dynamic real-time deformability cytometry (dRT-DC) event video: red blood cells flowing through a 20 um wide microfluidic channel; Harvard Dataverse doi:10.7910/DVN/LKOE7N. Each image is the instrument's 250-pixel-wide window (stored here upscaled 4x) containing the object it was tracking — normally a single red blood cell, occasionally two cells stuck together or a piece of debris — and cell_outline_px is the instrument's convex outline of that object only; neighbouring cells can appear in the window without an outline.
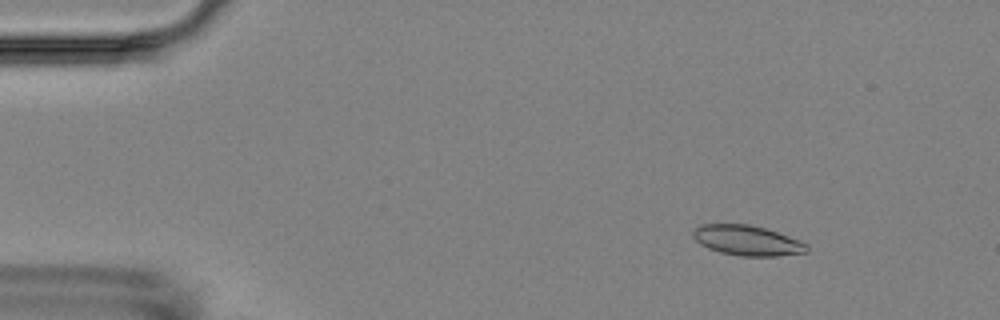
{"species": "Egyptian fruit bat (a non-hibernating species)", "species_latin": "Rousettus aegyptiacus", "temperature_condition": "room temperature", "stored_images_in_passage": 8, "camera_frame_rate_fps": 3000, "um_per_image_px": 0.085, "animal": {"sex": "female"}, "frame": {"image": 1, "passage_image": 2, "time_ms": 1.333, "image_size_px": [1000, 320], "cell_outline_px": [[808, 252], [776, 256], [740, 256], [720, 252], [708, 248], [700, 244], [692, 236], [692, 232], [700, 224], [748, 224], [764, 228], [788, 236], [808, 244]], "centroid_in_image_um": [63.49, 20.44], "position_along_channel_um": 21.5, "area_um2": 19.88}}
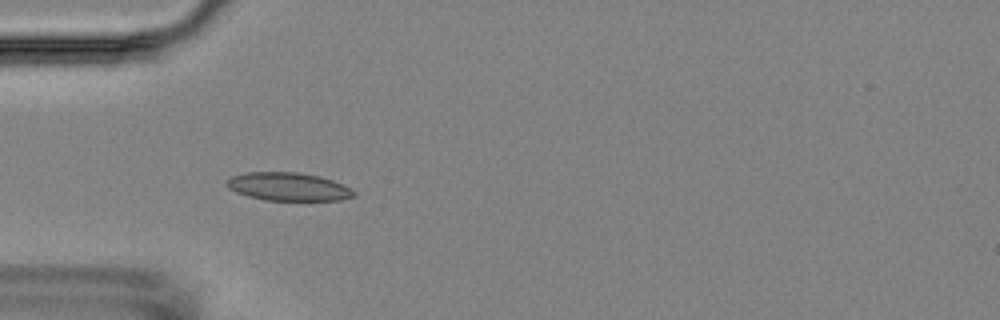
{"frame": {"image": 2, "passage_image": 5, "time_ms": 4.667, "image_size_px": [1000, 320], "cell_outline_px": [[356, 196], [340, 200], [264, 200], [248, 196], [236, 192], [228, 188], [224, 184], [224, 180], [232, 176], [248, 172], [296, 172], [320, 176], [332, 180], [352, 188], [356, 192]], "centroid_in_image_um": [24.49, 15.86], "position_along_channel_um": 60.5, "area_um2": 21.04}}
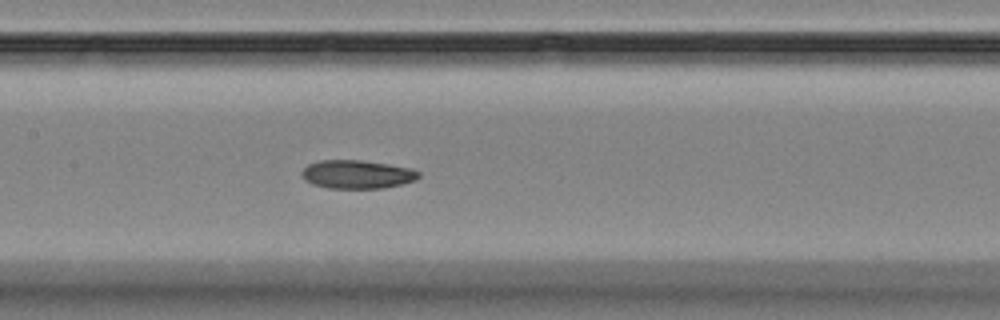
{"frame": {"image": 3, "passage_image": 8, "time_ms": 8.0, "image_size_px": [1000, 320], "cell_outline_px": [[420, 176], [416, 180], [384, 188], [328, 188], [312, 184], [304, 180], [300, 172], [308, 164], [320, 160], [360, 160], [388, 164], [412, 168], [420, 172]], "centroid_in_image_um": [30.34, 14.82], "position_along_channel_um": 177.1, "area_um2": 19.48}}